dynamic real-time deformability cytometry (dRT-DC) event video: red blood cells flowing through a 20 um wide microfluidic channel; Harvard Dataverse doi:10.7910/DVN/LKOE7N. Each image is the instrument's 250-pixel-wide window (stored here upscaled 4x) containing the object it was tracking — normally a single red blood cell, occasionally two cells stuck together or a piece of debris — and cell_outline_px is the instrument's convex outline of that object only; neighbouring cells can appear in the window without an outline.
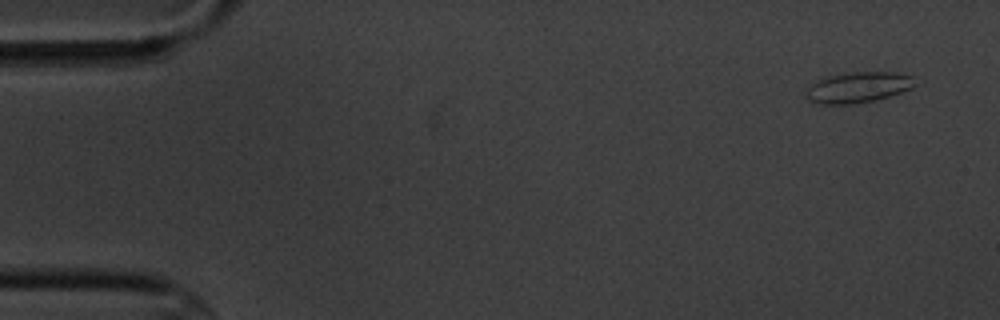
{"species": "common noctule bat (a hibernating species)", "species_latin": "Nyctalus noctula", "temperature_condition": "cold", "stored_images_in_passage": 4, "camera_frame_rate_fps": 3000, "um_per_image_px": 0.085, "animal": {"sex": "male", "body_mass_g": 20.1, "forearm_length_mm": 53.5}, "frame": {"image": 1, "passage_image": 1, "time_ms": 0.0, "image_size_px": [1000, 320], "cell_outline_px": [[916, 84], [912, 88], [876, 100], [852, 104], [820, 104], [808, 100], [804, 96], [808, 88], [816, 80], [824, 76], [852, 72], [896, 72], [912, 76]], "centroid_in_image_um": [72.91, 7.42], "position_along_channel_um": 12.1, "area_um2": 19.59}}
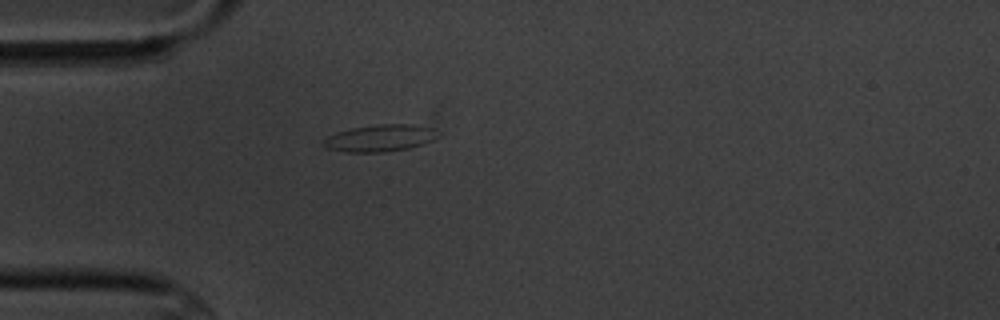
{"frame": {"image": 2, "passage_image": 4, "time_ms": 4.333, "image_size_px": [1000, 320], "cell_outline_px": [[440, 136], [424, 144], [408, 148], [384, 152], [344, 152], [328, 148], [324, 144], [324, 140], [328, 136], [336, 132], [352, 128], [380, 124], [412, 124], [432, 128]], "centroid_in_image_um": [32.32, 11.74], "position_along_channel_um": 52.7, "area_um2": 17.8}}